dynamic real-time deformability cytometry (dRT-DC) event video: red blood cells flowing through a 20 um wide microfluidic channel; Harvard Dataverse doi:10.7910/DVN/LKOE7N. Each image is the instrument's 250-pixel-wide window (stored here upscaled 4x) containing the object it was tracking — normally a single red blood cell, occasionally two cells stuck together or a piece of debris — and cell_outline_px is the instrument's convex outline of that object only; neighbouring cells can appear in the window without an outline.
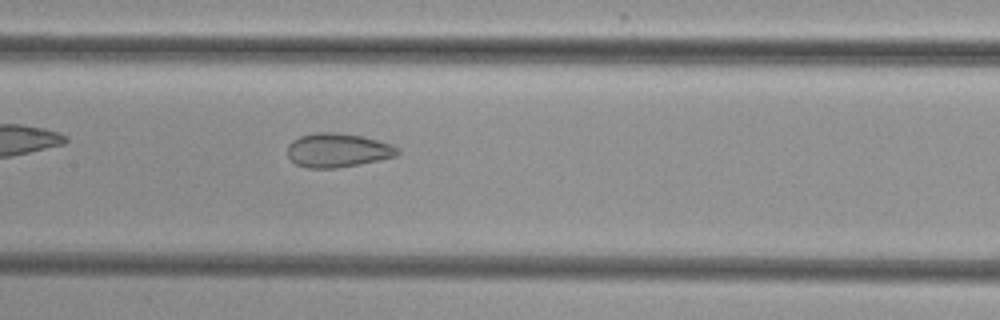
{"species": "common noctule bat (a hibernating species)", "species_latin": "Nyctalus noctula", "temperature_condition": "cold", "stored_images_in_passage": 39, "camera_frame_rate_fps": 3000, "um_per_image_px": 0.085, "animal": {"sex": "female", "body_mass_g": 29.2, "forearm_length_mm": 56.3}, "frame": {"image": 1, "passage_image": 12, "time_ms": 3.667, "image_size_px": [1000, 320], "cell_outline_px": [[400, 152], [396, 156], [380, 160], [336, 168], [308, 168], [296, 164], [288, 156], [288, 144], [292, 140], [300, 136], [312, 132], [336, 132], [364, 136], [392, 144], [400, 148]], "centroid_in_image_um": [28.72, 12.76], "position_along_channel_um": 178.7, "area_um2": 22.02}, "authors_computed_cell_mechanics": {"area_um2": 22.6576, "velocity_mm_per_s": 3.8564, "shape_relaxation_time_tau1_ms": null, "shape_relaxation_time_tau2_ms": 1.3698, "deformation_change_tau1": null, "deformation_change_tau2": 0.0778}}